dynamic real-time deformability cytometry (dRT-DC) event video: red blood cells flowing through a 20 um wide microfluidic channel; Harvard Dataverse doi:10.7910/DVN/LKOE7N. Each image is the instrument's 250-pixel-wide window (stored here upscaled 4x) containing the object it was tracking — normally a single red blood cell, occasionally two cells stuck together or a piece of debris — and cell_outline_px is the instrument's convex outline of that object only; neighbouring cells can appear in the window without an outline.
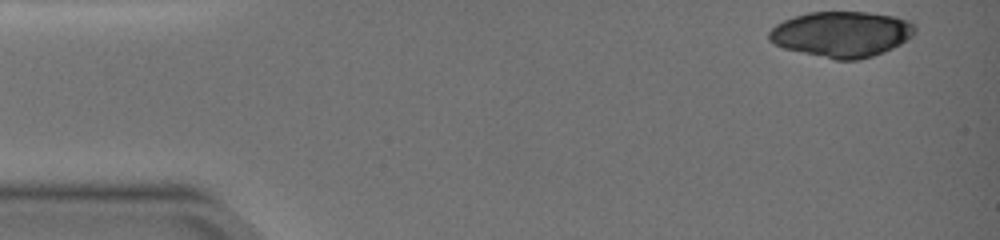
{"species": "common noctule bat (a hibernating species)", "species_latin": "Nyctalus noctula", "temperature_condition": "warm", "stored_images_in_passage": 12, "camera_frame_rate_fps": 3000, "um_per_image_px": 0.085, "animal": {"sex": "female", "body_mass_g": 19.0, "forearm_length_mm": 51.5}, "frame": {"image": 1, "passage_image": 1, "time_ms": 0.0, "image_size_px": [1000, 240], "cell_outline_px": [[916, 32], [912, 36], [900, 44], [884, 52], [872, 56], [856, 60], [836, 60], [784, 48], [768, 40], [768, 32], [776, 24], [792, 16], [808, 12], [868, 12], [896, 16], [908, 20], [916, 24]], "centroid_in_image_um": [71.56, 2.89], "position_along_channel_um": 13.4, "area_um2": 39.02}}